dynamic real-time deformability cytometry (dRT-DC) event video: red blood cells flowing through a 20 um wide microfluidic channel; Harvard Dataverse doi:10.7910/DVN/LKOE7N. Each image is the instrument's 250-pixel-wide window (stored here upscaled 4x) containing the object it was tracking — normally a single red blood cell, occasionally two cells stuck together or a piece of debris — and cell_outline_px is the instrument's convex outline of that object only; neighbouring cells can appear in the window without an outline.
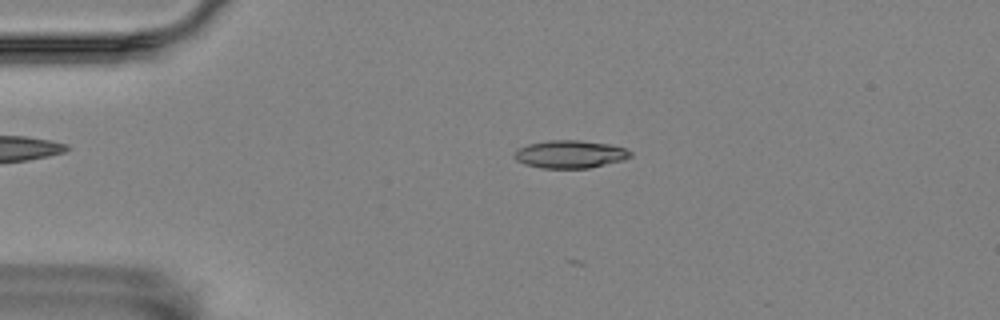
{"species": "Egyptian fruit bat (a non-hibernating species)", "species_latin": "Rousettus aegyptiacus", "temperature_condition": "room temperature", "stored_images_in_passage": 22, "camera_frame_rate_fps": 3000, "um_per_image_px": 0.085, "animal": {"sex": "female"}, "frame": {"image": 1, "passage_image": 1, "time_ms": 0.0, "image_size_px": [1000, 320], "cell_outline_px": [[632, 156], [624, 160], [588, 168], [540, 168], [524, 164], [516, 160], [512, 156], [516, 148], [528, 144], [548, 140], [580, 140], [612, 144], [624, 148], [632, 152]], "centroid_in_image_um": [48.43, 13.1], "position_along_channel_um": 36.6, "area_um2": 19.07}}
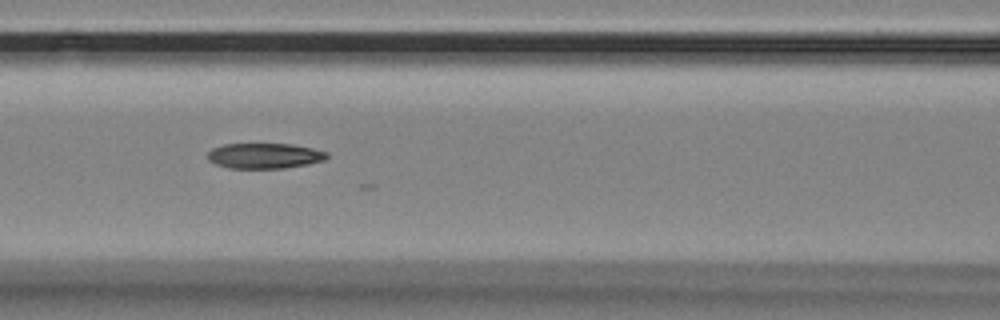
{"frame": {"image": 2, "passage_image": 13, "time_ms": 4.0, "image_size_px": [1000, 320], "cell_outline_px": [[328, 156], [324, 160], [308, 164], [284, 168], [228, 168], [216, 164], [208, 160], [208, 152], [212, 148], [224, 144], [292, 144], [312, 148], [328, 152]], "centroid_in_image_um": [22.48, 13.24], "position_along_channel_um": 144.1, "area_um2": 17.63}}
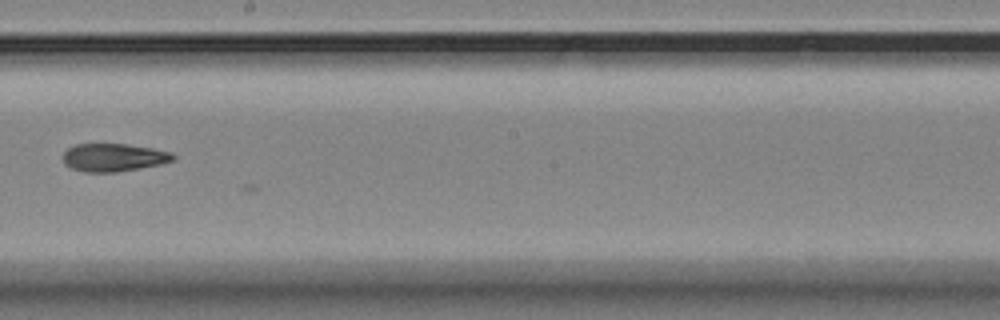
{"frame": {"image": 3, "passage_image": 21, "time_ms": 6.667, "image_size_px": [1000, 320], "cell_outline_px": [[176, 156], [172, 160], [160, 164], [140, 168], [116, 172], [84, 172], [72, 168], [64, 164], [64, 152], [68, 148], [76, 144], [124, 144], [152, 148], [172, 152]], "centroid_in_image_um": [9.65, 13.38], "position_along_channel_um": 238.5, "area_um2": 17.8}}